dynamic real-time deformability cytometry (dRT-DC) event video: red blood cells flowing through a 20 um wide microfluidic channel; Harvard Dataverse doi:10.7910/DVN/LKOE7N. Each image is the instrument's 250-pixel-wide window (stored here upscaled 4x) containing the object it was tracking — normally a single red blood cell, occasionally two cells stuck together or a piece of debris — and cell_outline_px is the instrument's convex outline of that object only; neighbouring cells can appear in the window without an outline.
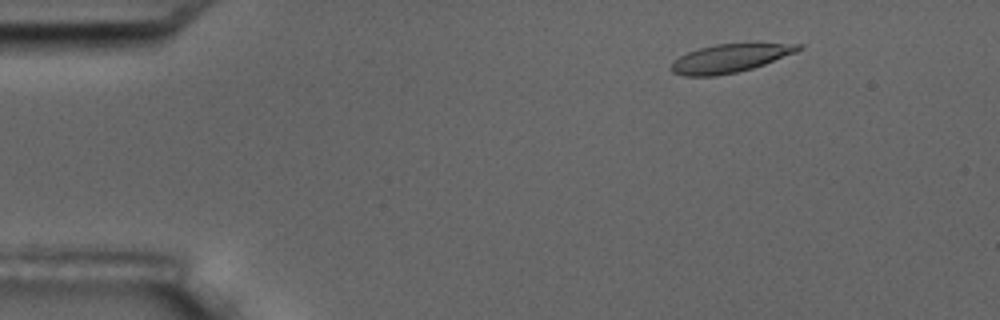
{"species": "common noctule bat (a hibernating species)", "species_latin": "Nyctalus noctula", "temperature_condition": "room temperature", "stored_images_in_passage": 7, "camera_frame_rate_fps": 3000, "um_per_image_px": 0.085, "animal": {"sex": "male", "body_mass_g": 17.5, "forearm_length_mm": 52.3}, "frame": {"image": 1, "passage_image": 2, "time_ms": 1.0, "image_size_px": [1000, 320], "cell_outline_px": [[804, 48], [796, 52], [764, 64], [752, 68], [736, 72], [716, 76], [684, 76], [672, 72], [668, 68], [680, 56], [688, 52], [700, 48], [716, 44], [804, 44]], "centroid_in_image_um": [62.02, 4.97], "position_along_channel_um": 23.0, "area_um2": 20.69}}
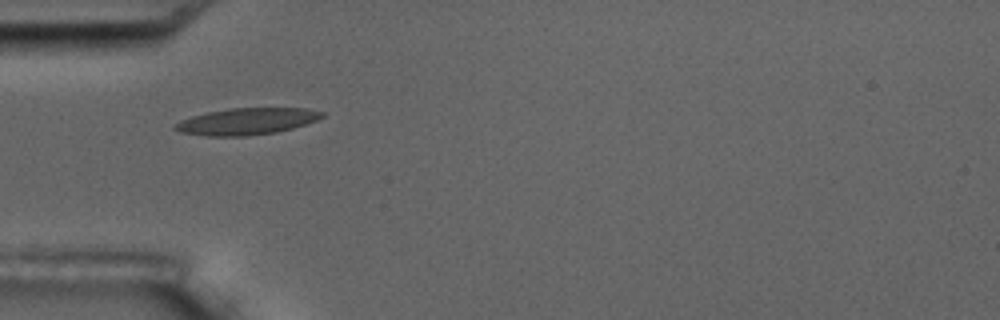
{"frame": {"image": 2, "passage_image": 5, "time_ms": 4.333, "image_size_px": [1000, 320], "cell_outline_px": [[324, 116], [316, 120], [292, 128], [276, 132], [244, 136], [208, 136], [180, 132], [172, 128], [180, 120], [204, 112], [232, 108], [308, 108], [324, 112]], "centroid_in_image_um": [20.95, 10.31], "position_along_channel_um": 64.0, "area_um2": 22.77}}